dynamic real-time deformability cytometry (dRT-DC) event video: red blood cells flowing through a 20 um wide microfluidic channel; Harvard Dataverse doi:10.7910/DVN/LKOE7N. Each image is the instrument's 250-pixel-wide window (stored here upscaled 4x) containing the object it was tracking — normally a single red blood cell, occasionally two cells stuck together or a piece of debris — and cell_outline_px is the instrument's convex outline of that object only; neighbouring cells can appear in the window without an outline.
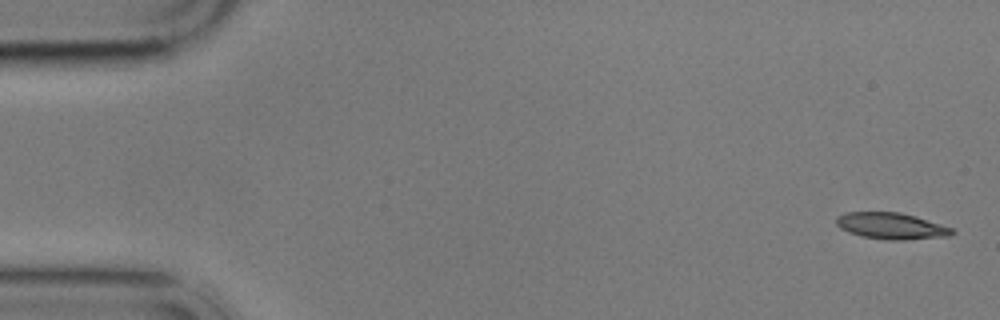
{"species": "common noctule bat (a hibernating species)", "species_latin": "Nyctalus noctula", "temperature_condition": "cold", "stored_images_in_passage": 6, "camera_frame_rate_fps": 3000, "um_per_image_px": 0.085, "animal": {"sex": "male", "body_mass_g": 17.9}, "frame": {"image": 1, "passage_image": 1, "time_ms": 0.0, "image_size_px": [1000, 320], "cell_outline_px": [[956, 232], [948, 236], [904, 240], [884, 240], [860, 236], [848, 232], [840, 228], [836, 224], [836, 216], [844, 212], [900, 212], [916, 216], [952, 228]], "centroid_in_image_um": [75.72, 19.21], "position_along_channel_um": 9.3, "area_um2": 17.98}}
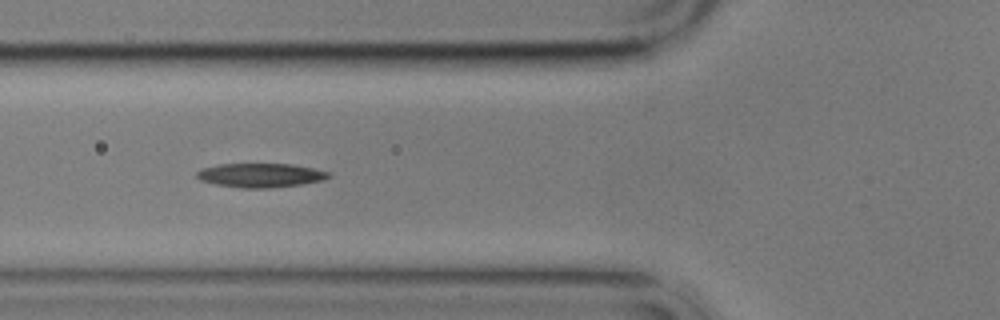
{"frame": {"image": 2, "passage_image": 5, "time_ms": 6.333, "image_size_px": [1000, 320], "cell_outline_px": [[332, 176], [324, 180], [300, 184], [268, 188], [244, 188], [216, 184], [200, 180], [196, 176], [196, 172], [200, 168], [220, 164], [292, 164], [332, 172]], "centroid_in_image_um": [22.16, 14.89], "position_along_channel_um": 103.6, "area_um2": 18.5}}
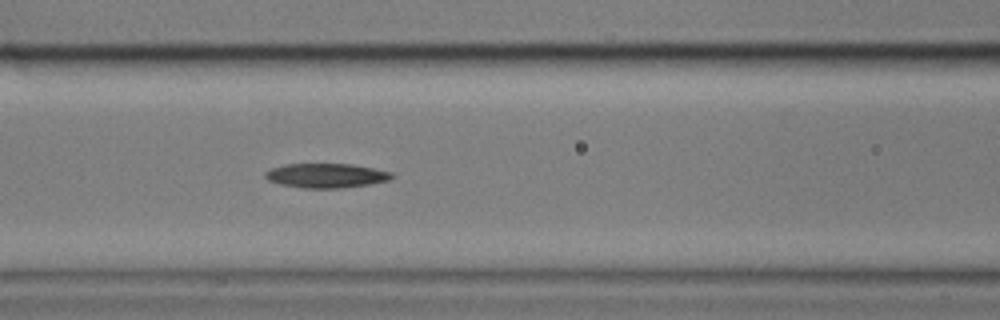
{"frame": {"image": 3, "passage_image": 6, "time_ms": 7.333, "image_size_px": [1000, 320], "cell_outline_px": [[396, 176], [388, 180], [368, 184], [340, 188], [304, 188], [280, 184], [268, 180], [264, 176], [264, 172], [272, 168], [284, 164], [352, 164], [392, 172]], "centroid_in_image_um": [27.71, 14.92], "position_along_channel_um": 138.9, "area_um2": 17.92}}